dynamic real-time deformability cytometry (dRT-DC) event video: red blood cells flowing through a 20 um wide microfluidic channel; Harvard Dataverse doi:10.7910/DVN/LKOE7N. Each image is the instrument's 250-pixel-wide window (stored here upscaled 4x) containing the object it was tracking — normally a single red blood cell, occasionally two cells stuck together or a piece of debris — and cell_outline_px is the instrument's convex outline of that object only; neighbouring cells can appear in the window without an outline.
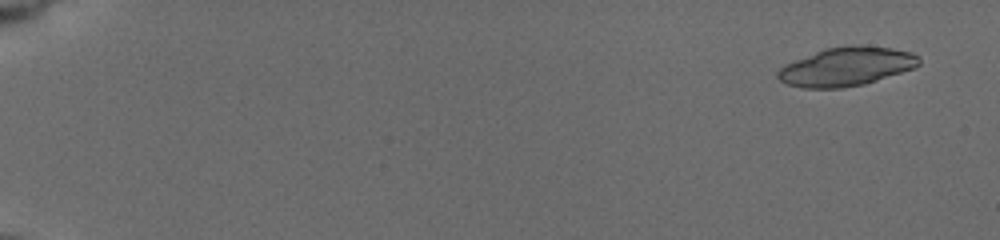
{"species": "common noctule bat (a hibernating species)", "species_latin": "Nyctalus noctula", "temperature_condition": "cold", "stored_images_in_passage": 32, "camera_frame_rate_fps": 3000, "um_per_image_px": 0.085, "animal": {"sex": "female", "body_mass_g": 19.5, "forearm_length_mm": 54.1}, "frame": {"image": 1, "passage_image": 4, "time_ms": 1.0, "image_size_px": [1000, 240], "cell_outline_px": [[920, 64], [916, 68], [864, 84], [840, 88], [800, 88], [788, 84], [780, 80], [776, 76], [776, 72], [784, 64], [824, 48], [852, 44], [860, 44], [892, 48], [912, 52], [920, 56]], "centroid_in_image_um": [71.96, 5.64], "position_along_channel_um": 13.0, "area_um2": 32.31}}